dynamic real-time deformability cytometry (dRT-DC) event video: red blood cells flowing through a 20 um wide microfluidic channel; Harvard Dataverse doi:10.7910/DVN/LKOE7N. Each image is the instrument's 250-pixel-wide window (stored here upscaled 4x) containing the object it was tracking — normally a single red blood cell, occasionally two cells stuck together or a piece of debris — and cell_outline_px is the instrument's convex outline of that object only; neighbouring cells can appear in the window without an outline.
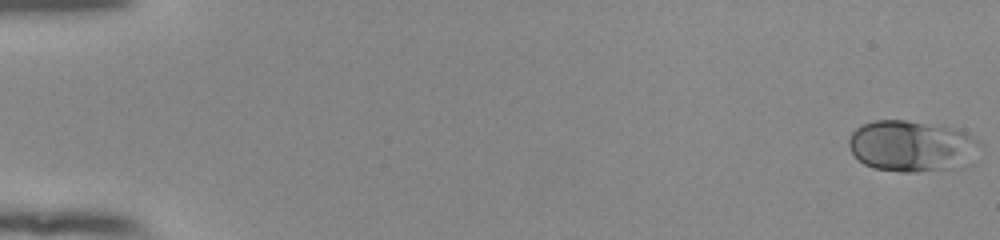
{"species": "human", "species_latin": "Homo sapiens", "temperature_condition": "room temperature", "stored_images_in_passage": 54, "camera_frame_rate_fps": 3000, "um_per_image_px": 0.085, "donor": {"sex": "female"}, "frame": {"image": 1, "passage_image": 1, "time_ms": 0.0, "image_size_px": [1000, 240], "cell_outline_px": [[984, 144], [972, 164], [968, 168], [916, 172], [900, 172], [872, 168], [864, 164], [848, 148], [848, 140], [852, 132], [860, 124], [872, 120], [904, 120], [940, 124], [964, 132], [980, 140]], "centroid_in_image_um": [77.59, 12.43], "position_along_channel_um": 7.4, "area_um2": 40.52}}
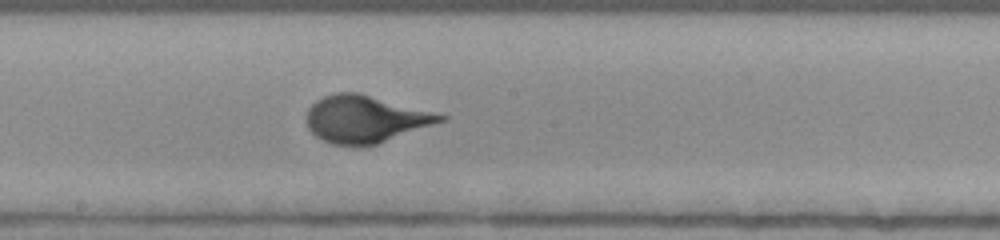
{"frame": {"image": 2, "passage_image": 31, "time_ms": 10.0, "image_size_px": [1000, 240], "cell_outline_px": [[448, 120], [376, 144], [360, 148], [332, 144], [316, 136], [308, 128], [308, 108], [316, 100], [324, 96], [336, 92], [356, 92], [448, 116]], "centroid_in_image_um": [31.05, 10.15], "position_along_channel_um": 217.2, "area_um2": 36.65}}
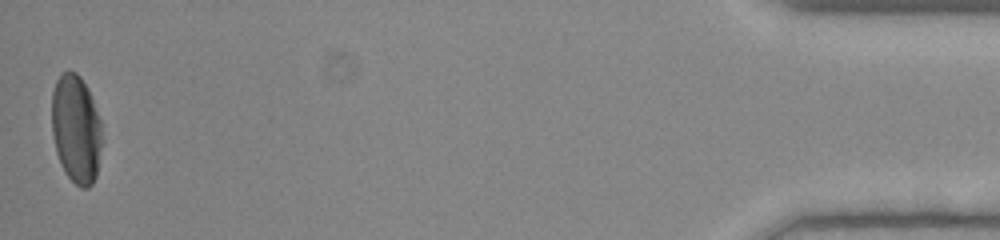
{"frame": {"image": 3, "passage_image": 54, "time_ms": 17.667, "image_size_px": [1000, 240], "cell_outline_px": [[104, 140], [96, 176], [92, 184], [88, 188], [80, 188], [64, 172], [60, 164], [56, 152], [52, 132], [52, 92], [56, 80], [60, 72], [68, 68], [76, 72], [80, 76], [88, 88], [100, 120]], "centroid_in_image_um": [6.48, 10.95], "position_along_channel_um": 428.7, "area_um2": 32.48}}